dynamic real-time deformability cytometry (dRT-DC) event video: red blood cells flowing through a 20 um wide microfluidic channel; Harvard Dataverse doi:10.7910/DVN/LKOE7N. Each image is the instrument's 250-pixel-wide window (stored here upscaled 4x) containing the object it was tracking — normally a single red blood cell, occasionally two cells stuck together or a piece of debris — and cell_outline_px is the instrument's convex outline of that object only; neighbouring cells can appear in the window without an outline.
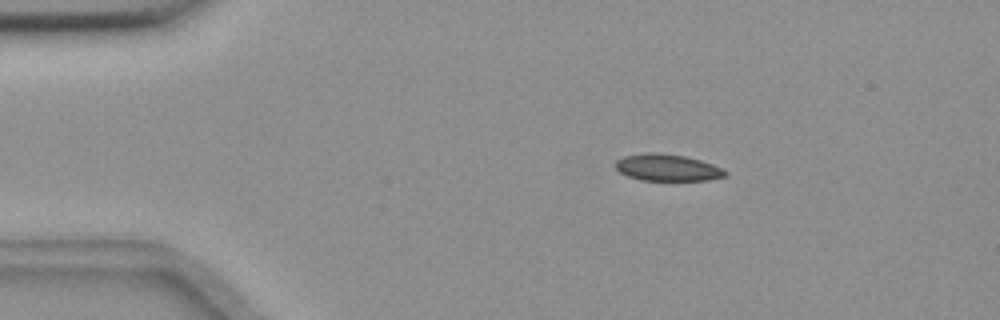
{"species": "common noctule bat (a hibernating species)", "species_latin": "Nyctalus noctula", "temperature_condition": "room temperature", "stored_images_in_passage": 6, "camera_frame_rate_fps": 3000, "um_per_image_px": 0.085, "animal": {"sex": "female", "body_mass_g": 18.4}, "frame": {"image": 1, "passage_image": 3, "time_ms": 0.667, "image_size_px": [1000, 320], "cell_outline_px": [[728, 172], [724, 176], [708, 180], [640, 180], [628, 176], [620, 172], [616, 168], [616, 160], [624, 156], [644, 152], [656, 152], [684, 156], [700, 160], [724, 168]], "centroid_in_image_um": [56.72, 14.24], "position_along_channel_um": 28.3, "area_um2": 17.11}}
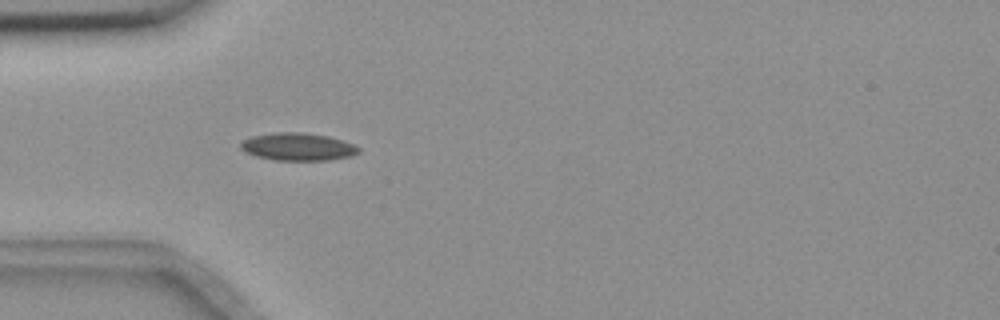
{"frame": {"image": 2, "passage_image": 5, "time_ms": 1.333, "image_size_px": [1000, 320], "cell_outline_px": [[360, 152], [352, 156], [328, 160], [272, 160], [256, 156], [240, 148], [240, 144], [244, 140], [252, 136], [276, 132], [300, 132], [328, 136], [356, 144], [360, 148]], "centroid_in_image_um": [25.36, 12.47], "position_along_channel_um": 59.6, "area_um2": 19.02}}